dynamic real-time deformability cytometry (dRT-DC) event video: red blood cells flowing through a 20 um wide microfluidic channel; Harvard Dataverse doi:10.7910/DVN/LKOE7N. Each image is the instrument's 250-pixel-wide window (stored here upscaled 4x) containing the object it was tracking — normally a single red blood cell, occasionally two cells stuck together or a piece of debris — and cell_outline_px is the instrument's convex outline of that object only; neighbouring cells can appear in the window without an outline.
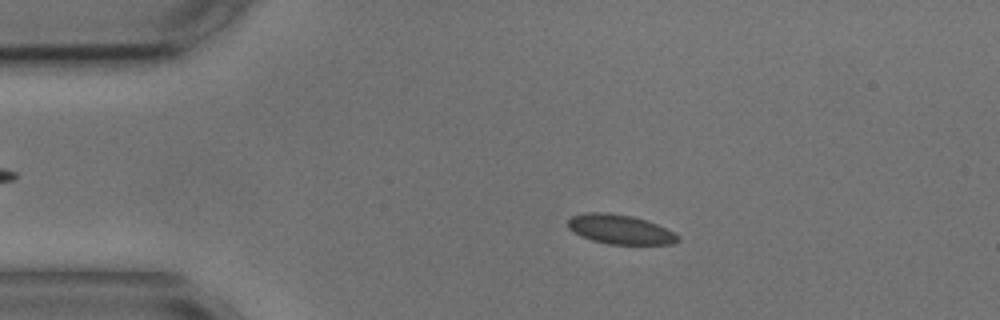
{"species": "common noctule bat (a hibernating species)", "species_latin": "Nyctalus noctula", "temperature_condition": "cold", "stored_images_in_passage": 55, "camera_frame_rate_fps": 3000, "um_per_image_px": 0.085, "animal": {"sex": "male", "body_mass_g": 17.9, "forearm_length_mm": 54.2}, "frame": {"image": 1, "passage_image": 10, "time_ms": 3.0, "image_size_px": [1000, 320], "cell_outline_px": [[680, 240], [672, 244], [608, 244], [592, 240], [580, 236], [568, 228], [568, 220], [572, 216], [584, 212], [608, 212], [632, 216], [656, 224], [680, 236]], "centroid_in_image_um": [52.67, 19.49], "position_along_channel_um": 32.3, "area_um2": 18.79}}
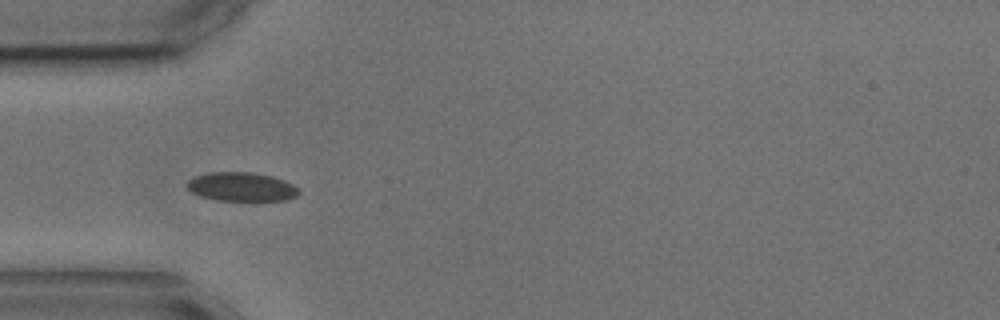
{"frame": {"image": 2, "passage_image": 16, "time_ms": 5.0, "image_size_px": [1000, 320], "cell_outline_px": [[300, 192], [296, 196], [288, 200], [216, 200], [200, 196], [192, 192], [184, 184], [188, 180], [196, 176], [212, 172], [252, 172], [272, 176], [284, 180], [300, 188]], "centroid_in_image_um": [20.54, 15.87], "position_along_channel_um": 64.5, "area_um2": 18.84}}
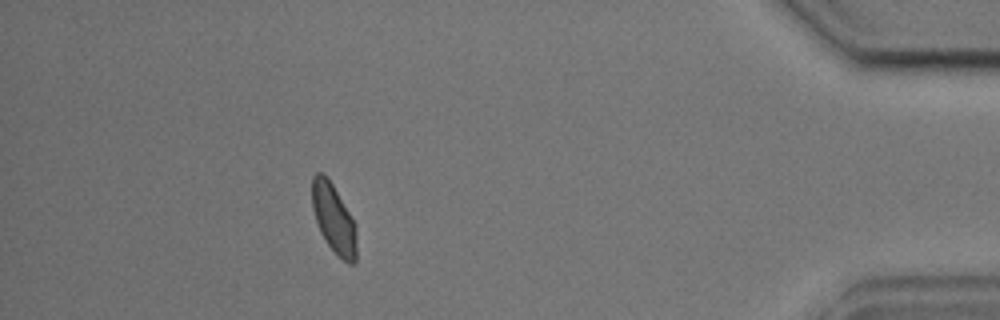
{"frame": {"image": 3, "passage_image": 49, "time_ms": 16.0, "image_size_px": [1000, 320], "cell_outline_px": [[356, 260], [352, 264], [348, 264], [328, 244], [320, 232], [312, 208], [312, 176], [316, 172], [324, 172], [332, 184], [356, 224]], "centroid_in_image_um": [28.36, 18.55], "position_along_channel_um": 406.8, "area_um2": 17.74}, "authors_computed_cell_mechanics": {"area_um2": 18.6694, "velocity_mm_per_s": 3.5954, "shape_relaxation_time_tau1_ms": 4.1139, "shape_relaxation_time_tau2_ms": 0.7085, "deformation_change_tau1": 0.0793, "deformation_change_tau2": 0.0422}}